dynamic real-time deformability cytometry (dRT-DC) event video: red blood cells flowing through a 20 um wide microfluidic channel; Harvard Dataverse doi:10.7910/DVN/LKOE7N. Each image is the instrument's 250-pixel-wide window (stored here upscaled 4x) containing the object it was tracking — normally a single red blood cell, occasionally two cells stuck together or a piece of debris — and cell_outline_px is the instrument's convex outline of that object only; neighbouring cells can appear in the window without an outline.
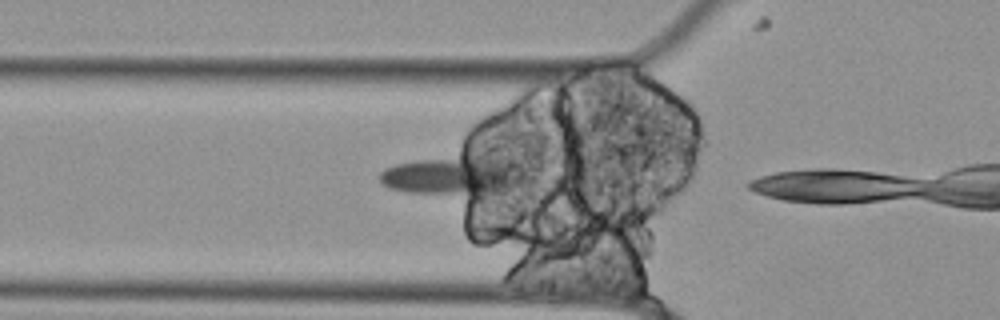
{"species": "Egyptian fruit bat (a non-hibernating species)", "species_latin": "Rousettus aegyptiacus", "temperature_condition": "cold", "stored_images_in_passage": 14, "camera_frame_rate_fps": 3000, "um_per_image_px": 0.085, "animal": {"sex": "female"}, "frame": {"image": 1, "passage_image": 10, "time_ms": 3.0, "image_size_px": [1000, 320], "cell_outline_px": [[524, 180], [516, 184], [476, 200], [404, 192], [388, 188], [380, 184], [380, 172], [384, 168], [396, 164], [460, 152], [476, 156], [500, 164], [524, 176]], "centroid_in_image_um": [38.27, 15.02], "position_along_channel_um": 87.5, "area_um2": 33.29}}